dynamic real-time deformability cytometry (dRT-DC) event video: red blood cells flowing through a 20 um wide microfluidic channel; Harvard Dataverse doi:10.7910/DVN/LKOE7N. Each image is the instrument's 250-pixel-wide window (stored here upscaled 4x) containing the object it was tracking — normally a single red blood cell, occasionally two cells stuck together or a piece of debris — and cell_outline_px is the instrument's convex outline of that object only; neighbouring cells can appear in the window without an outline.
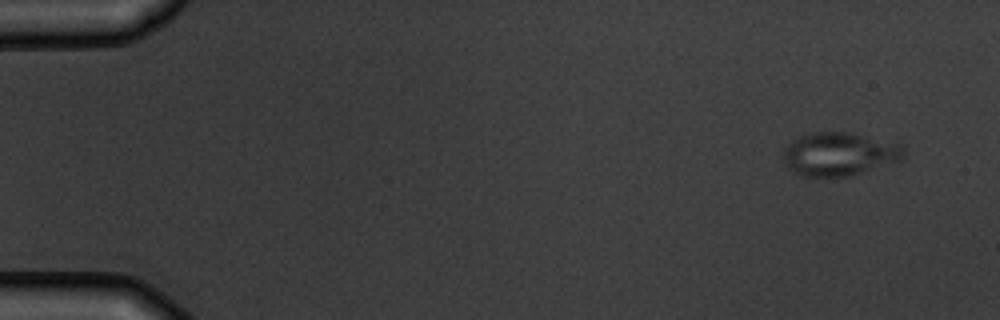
{"species": "common noctule bat (a hibernating species)", "species_latin": "Nyctalus noctula", "temperature_condition": "warm", "stored_images_in_passage": 5, "camera_frame_rate_fps": 3000, "um_per_image_px": 0.085, "animal": {"sex": "male", "body_mass_g": 19.5, "forearm_length_mm": 54.6}, "frame": {"image": 1, "passage_image": 1, "time_ms": 0.0, "image_size_px": [1000, 320], "cell_outline_px": [[904, 156], [900, 160], [848, 176], [800, 176], [792, 172], [788, 168], [784, 156], [784, 148], [792, 140], [800, 136], [812, 132], [852, 132], [900, 144], [904, 148]], "centroid_in_image_um": [71.31, 13.08], "position_along_channel_um": 13.7, "area_um2": 30.23}}